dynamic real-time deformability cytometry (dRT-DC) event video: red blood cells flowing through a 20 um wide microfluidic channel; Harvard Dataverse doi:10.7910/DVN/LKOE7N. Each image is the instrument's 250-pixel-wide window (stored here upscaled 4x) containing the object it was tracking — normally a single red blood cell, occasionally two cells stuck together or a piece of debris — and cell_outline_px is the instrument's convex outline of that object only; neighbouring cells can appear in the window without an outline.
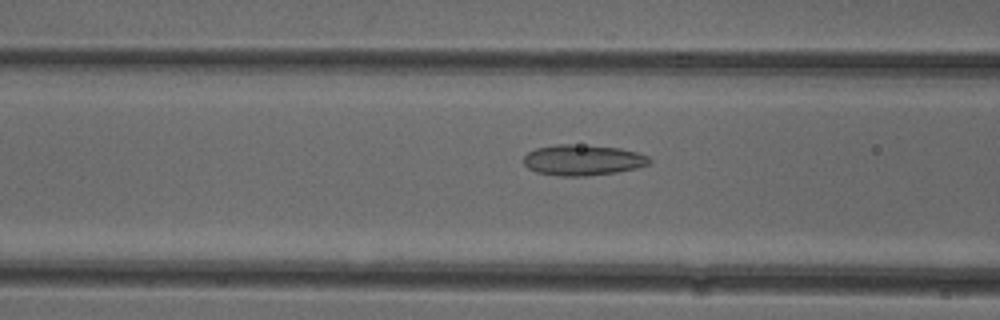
{"species": "common noctule bat (a hibernating species)", "species_latin": "Nyctalus noctula", "temperature_condition": "cold", "stored_images_in_passage": 44, "camera_frame_rate_fps": 3000, "um_per_image_px": 0.085, "animal": {"sex": "female"}, "frame": {"image": 1, "passage_image": 12, "time_ms": 3.667, "image_size_px": [1000, 320], "cell_outline_px": [[652, 160], [648, 164], [636, 168], [616, 172], [584, 176], [560, 176], [536, 172], [528, 168], [524, 164], [524, 156], [528, 152], [536, 148], [556, 144], [572, 144], [620, 148], [636, 152], [648, 156]], "centroid_in_image_um": [49.52, 13.6], "position_along_channel_um": 117.1, "area_um2": 22.43}}
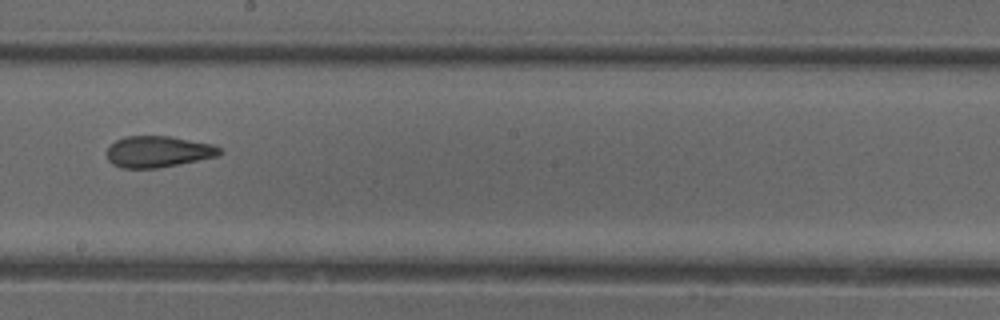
{"frame": {"image": 2, "passage_image": 21, "time_ms": 6.667, "image_size_px": [1000, 320], "cell_outline_px": [[224, 152], [220, 156], [156, 168], [120, 168], [112, 164], [108, 160], [108, 144], [124, 136], [168, 136], [212, 144], [220, 148]], "centroid_in_image_um": [13.43, 12.89], "position_along_channel_um": 234.8, "area_um2": 20.63}}
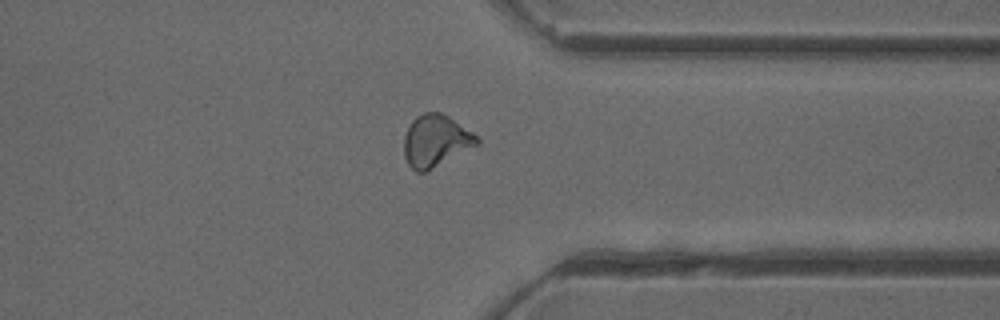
{"frame": {"image": 3, "passage_image": 32, "time_ms": 10.333, "image_size_px": [1000, 320], "cell_outline_px": [[480, 144], [424, 172], [416, 172], [408, 164], [404, 156], [404, 136], [412, 120], [416, 116], [424, 112], [440, 112], [448, 116], [472, 132], [480, 140]], "centroid_in_image_um": [37.02, 11.96], "position_along_channel_um": 374.4, "area_um2": 21.91}, "authors_computed_cell_mechanics": {"area_um2": 21.2993, "velocity_mm_per_s": 3.9201, "shape_relaxation_time_tau1_ms": null, "shape_relaxation_time_tau2_ms": 2.1278, "deformation_change_tau1": null, "deformation_change_tau2": 0.1051}}